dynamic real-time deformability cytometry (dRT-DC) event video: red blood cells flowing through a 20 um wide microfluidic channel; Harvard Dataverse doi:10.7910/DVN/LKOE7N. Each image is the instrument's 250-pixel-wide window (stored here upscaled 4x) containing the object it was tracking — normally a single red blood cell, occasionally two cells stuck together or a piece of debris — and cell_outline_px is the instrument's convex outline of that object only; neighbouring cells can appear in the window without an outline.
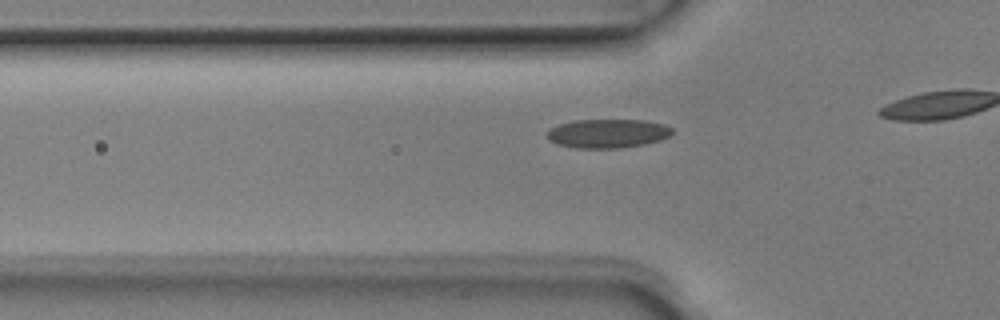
{"species": "Egyptian fruit bat (a non-hibernating species)", "species_latin": "Rousettus aegyptiacus", "temperature_condition": "room temperature", "stored_images_in_passage": 18, "camera_frame_rate_fps": 3000, "um_per_image_px": 0.085, "animal": {"sex": "male"}, "frame": {"image": 1, "passage_image": 13, "time_ms": 4.0, "image_size_px": [1000, 320], "cell_outline_px": [[672, 132], [668, 136], [660, 140], [644, 144], [620, 148], [576, 148], [556, 144], [548, 140], [544, 132], [560, 124], [576, 120], [644, 120], [664, 124], [672, 128]], "centroid_in_image_um": [51.61, 11.35], "position_along_channel_um": 74.2, "area_um2": 21.1}}
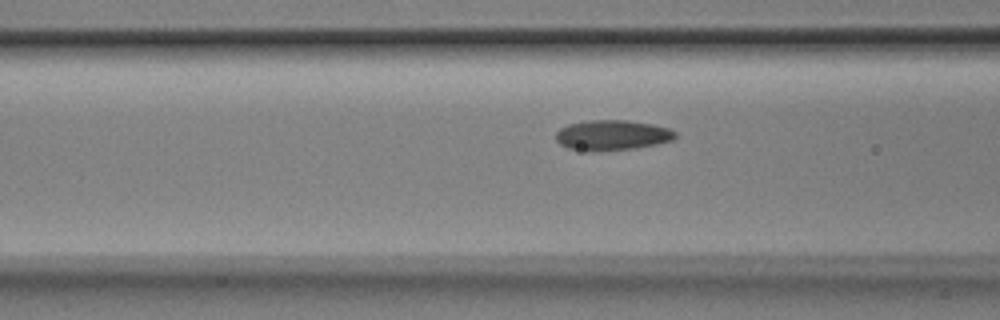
{"frame": {"image": 2, "passage_image": 16, "time_ms": 5.0, "image_size_px": [1000, 320], "cell_outline_px": [[676, 136], [672, 140], [656, 144], [636, 148], [596, 152], [592, 152], [568, 148], [560, 144], [556, 140], [556, 132], [560, 128], [568, 124], [588, 120], [628, 120], [652, 124], [668, 128], [676, 132]], "centroid_in_image_um": [52.01, 11.49], "position_along_channel_um": 114.6, "area_um2": 21.21}}